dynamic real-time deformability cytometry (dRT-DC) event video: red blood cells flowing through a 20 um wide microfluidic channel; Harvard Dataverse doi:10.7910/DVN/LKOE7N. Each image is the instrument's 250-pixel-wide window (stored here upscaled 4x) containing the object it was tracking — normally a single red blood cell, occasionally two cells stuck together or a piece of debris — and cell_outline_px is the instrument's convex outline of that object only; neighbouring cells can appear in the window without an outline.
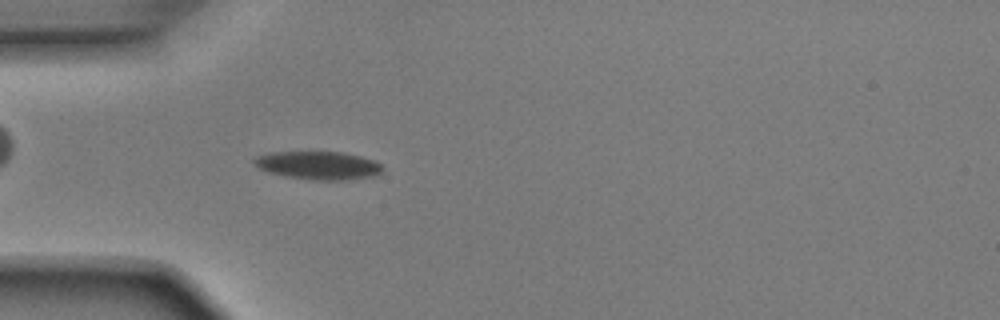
{"species": "Egyptian fruit bat (a non-hibernating species)", "species_latin": "Rousettus aegyptiacus", "temperature_condition": "room temperature", "stored_images_in_passage": 51, "camera_frame_rate_fps": 3000, "um_per_image_px": 0.085, "animal": {"sex": "male"}, "frame": {"image": 1, "passage_image": 15, "time_ms": 4.667, "image_size_px": [1000, 320], "cell_outline_px": [[384, 168], [380, 176], [348, 180], [312, 180], [284, 176], [268, 172], [252, 164], [252, 160], [256, 156], [272, 152], [344, 152], [376, 160]], "centroid_in_image_um": [27.11, 14.07], "position_along_channel_um": 57.9, "area_um2": 21.5}}
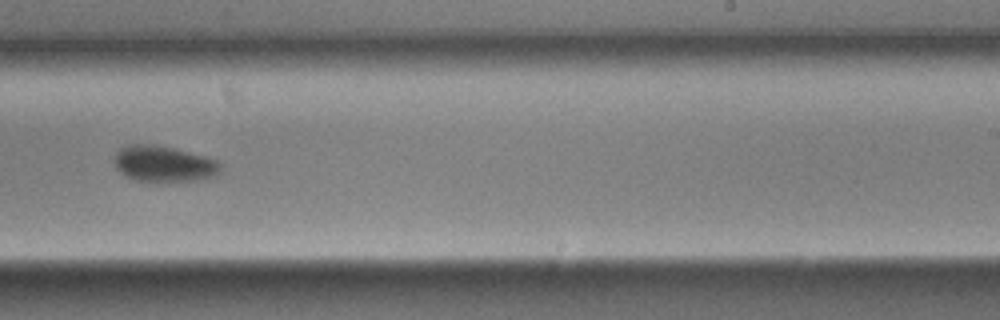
{"frame": {"image": 2, "passage_image": 32, "time_ms": 10.333, "image_size_px": [1000, 320], "cell_outline_px": [[220, 172], [216, 176], [204, 180], [156, 184], [136, 180], [120, 172], [116, 168], [112, 160], [116, 152], [120, 148], [128, 144], [156, 144], [176, 148], [204, 156], [216, 160], [220, 164]], "centroid_in_image_um": [13.91, 13.96], "position_along_channel_um": 275.1, "area_um2": 23.24}}
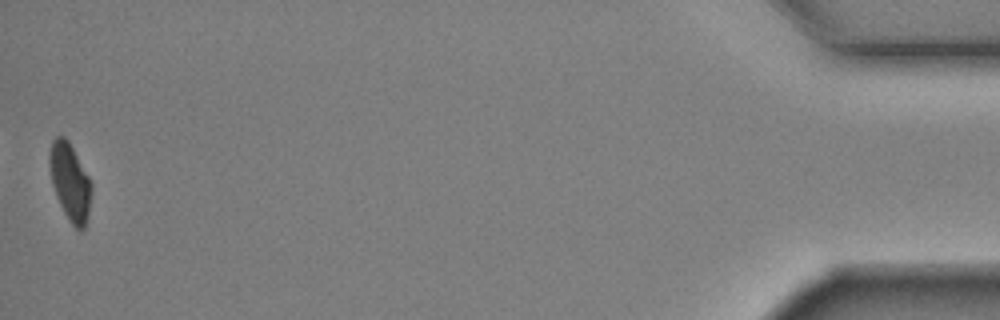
{"frame": {"image": 3, "passage_image": 51, "time_ms": 16.667, "image_size_px": [1000, 320], "cell_outline_px": [[92, 192], [88, 216], [84, 228], [80, 232], [72, 224], [64, 212], [56, 196], [52, 184], [48, 160], [52, 140], [56, 136], [64, 136], [68, 140], [88, 176], [92, 184]], "centroid_in_image_um": [5.95, 15.47], "position_along_channel_um": 429.2, "area_um2": 18.79}, "authors_computed_cell_mechanics": {"area_um2": 20.9236, "velocity_mm_per_s": 3.914, "shape_relaxation_time_tau1_ms": 2.6976, "shape_relaxation_time_tau2_ms": 5.9002, "deformation_change_tau1": 0.1341, "deformation_change_tau2": 0.0602}}